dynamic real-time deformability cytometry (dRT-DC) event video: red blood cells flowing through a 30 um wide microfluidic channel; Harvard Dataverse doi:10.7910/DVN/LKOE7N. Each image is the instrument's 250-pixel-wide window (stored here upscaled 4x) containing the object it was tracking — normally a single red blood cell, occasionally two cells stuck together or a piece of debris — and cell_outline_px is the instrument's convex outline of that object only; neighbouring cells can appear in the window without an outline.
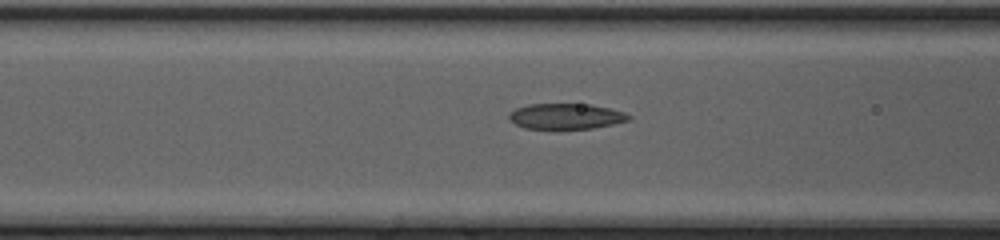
{"species": "common noctule bat (a hibernating species)", "species_latin": "Nyctalus noctula", "temperature_condition": "cold", "stored_images_in_passage": 28, "camera_frame_rate_fps": 3000, "um_per_image_px": 0.085, "animal": {"sex": "female", "body_mass_g": 20.0, "forearm_length_mm": 54.0}, "frame": {"image": 1, "passage_image": 9, "time_ms": 2.667, "image_size_px": [1000, 240], "cell_outline_px": [[632, 116], [628, 120], [612, 124], [592, 128], [524, 128], [516, 124], [508, 116], [516, 108], [528, 104], [588, 104], [608, 108], [624, 112]], "centroid_in_image_um": [48.11, 9.87], "position_along_channel_um": 118.5, "area_um2": 17.46}}
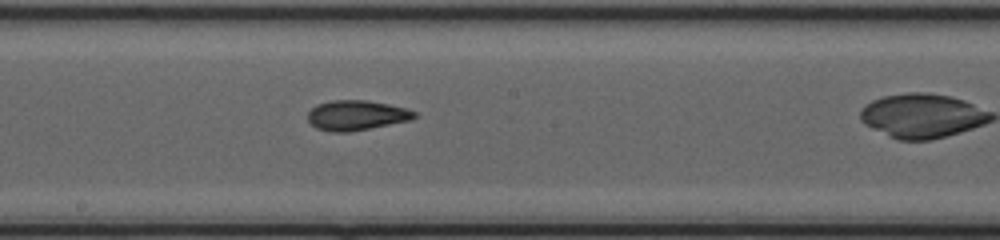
{"frame": {"image": 2, "passage_image": 16, "time_ms": 5.0, "image_size_px": [1000, 240], "cell_outline_px": [[416, 116], [408, 120], [348, 132], [332, 132], [316, 128], [308, 120], [308, 112], [316, 104], [332, 100], [368, 100], [408, 108], [416, 112]], "centroid_in_image_um": [30.27, 9.78], "position_along_channel_um": 217.9, "area_um2": 18.44}}
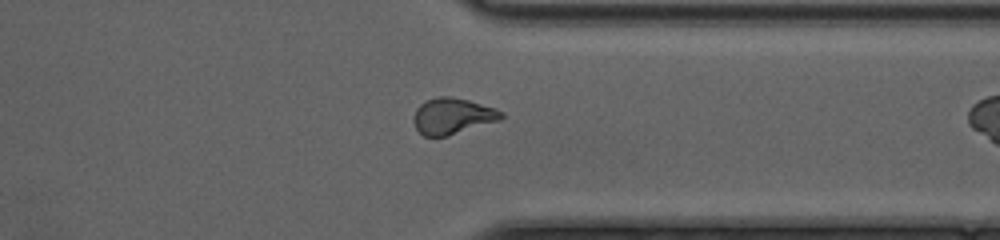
{"frame": {"image": 3, "passage_image": 27, "time_ms": 8.667, "image_size_px": [1000, 240], "cell_outline_px": [[504, 116], [500, 120], [448, 136], [424, 136], [416, 128], [412, 120], [416, 108], [420, 104], [428, 100], [440, 96], [448, 96], [468, 100], [496, 108], [504, 112]], "centroid_in_image_um": [38.47, 9.87], "position_along_channel_um": 372.9, "area_um2": 18.44}}